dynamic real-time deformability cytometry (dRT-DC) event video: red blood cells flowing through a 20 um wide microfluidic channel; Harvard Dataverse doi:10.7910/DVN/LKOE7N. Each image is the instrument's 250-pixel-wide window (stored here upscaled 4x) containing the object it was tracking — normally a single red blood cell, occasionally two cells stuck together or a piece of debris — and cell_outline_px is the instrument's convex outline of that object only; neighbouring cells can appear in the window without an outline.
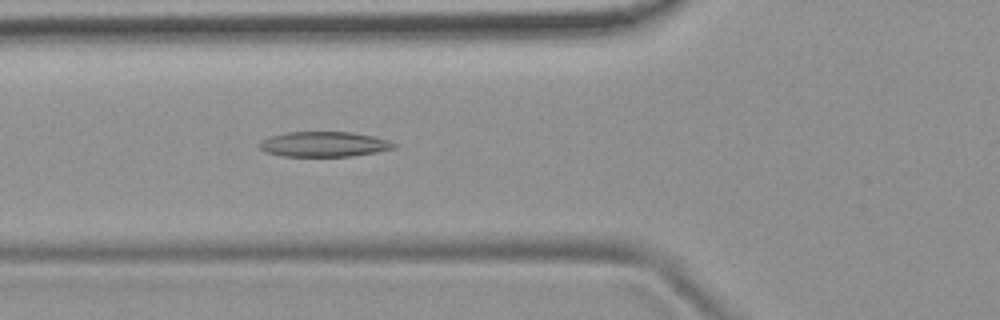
{"species": "common noctule bat (a hibernating species)", "species_latin": "Nyctalus noctula", "temperature_condition": "room temperature", "stored_images_in_passage": 47, "camera_frame_rate_fps": 3000, "um_per_image_px": 0.085, "animal": {"sex": "female", "body_mass_g": 19.9}, "frame": {"image": 1, "passage_image": 13, "time_ms": 4.0, "image_size_px": [1000, 320], "cell_outline_px": [[396, 148], [376, 152], [352, 156], [280, 156], [264, 152], [256, 144], [260, 140], [268, 136], [288, 132], [352, 132], [372, 136], [388, 140], [396, 144]], "centroid_in_image_um": [27.47, 12.26], "position_along_channel_um": 98.3, "area_um2": 19.88}}
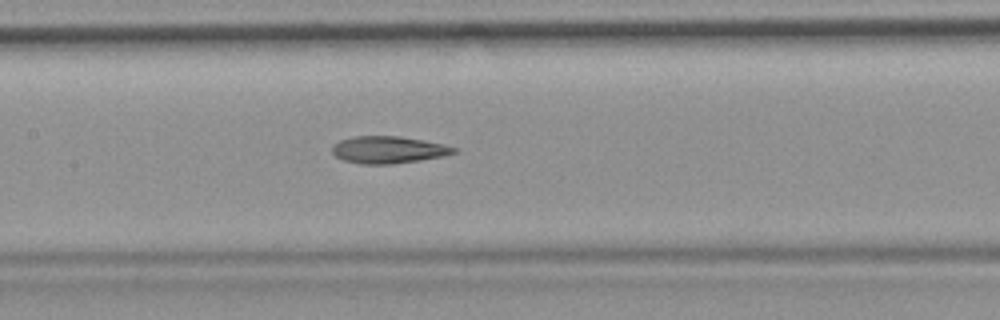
{"frame": {"image": 2, "passage_image": 19, "time_ms": 6.0, "image_size_px": [1000, 320], "cell_outline_px": [[460, 152], [444, 156], [420, 160], [392, 164], [360, 164], [344, 160], [336, 156], [332, 152], [332, 144], [340, 140], [356, 136], [396, 136], [420, 140], [460, 148]], "centroid_in_image_um": [33.02, 12.74], "position_along_channel_um": 174.4, "area_um2": 19.19}}
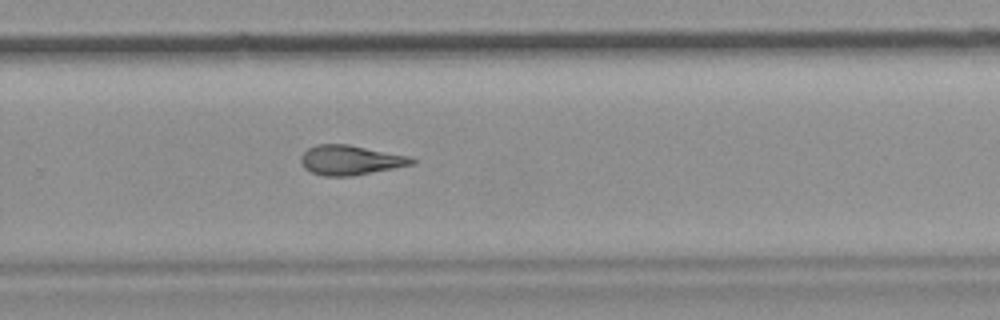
{"frame": {"image": 3, "passage_image": 29, "time_ms": 9.333, "image_size_px": [1000, 320], "cell_outline_px": [[416, 160], [412, 164], [352, 176], [324, 176], [312, 172], [304, 168], [300, 160], [300, 156], [308, 148], [316, 144], [348, 144], [408, 156]], "centroid_in_image_um": [29.72, 13.6], "position_along_channel_um": 300.1, "area_um2": 18.96}}